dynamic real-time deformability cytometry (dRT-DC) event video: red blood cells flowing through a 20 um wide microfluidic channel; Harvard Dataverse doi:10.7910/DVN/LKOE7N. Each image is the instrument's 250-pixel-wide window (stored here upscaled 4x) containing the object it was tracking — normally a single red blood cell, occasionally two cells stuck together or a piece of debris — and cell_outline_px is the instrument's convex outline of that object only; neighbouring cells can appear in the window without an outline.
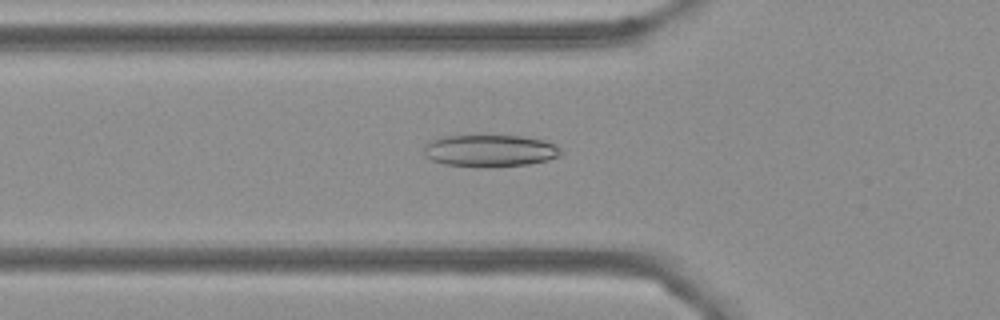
{"species": "Egyptian fruit bat (a non-hibernating species)", "species_latin": "Rousettus aegyptiacus", "temperature_condition": "cold", "stored_images_in_passage": 55, "camera_frame_rate_fps": 3000, "um_per_image_px": 0.085, "frame": {"image": 1, "passage_image": 19, "time_ms": 6.0, "image_size_px": [1000, 320], "cell_outline_px": [[564, 152], [560, 156], [548, 160], [528, 164], [444, 164], [432, 160], [424, 156], [424, 144], [428, 140], [440, 136], [520, 136], [544, 140], [556, 144]], "centroid_in_image_um": [41.65, 12.76], "position_along_channel_um": 84.2, "area_um2": 24.8}}
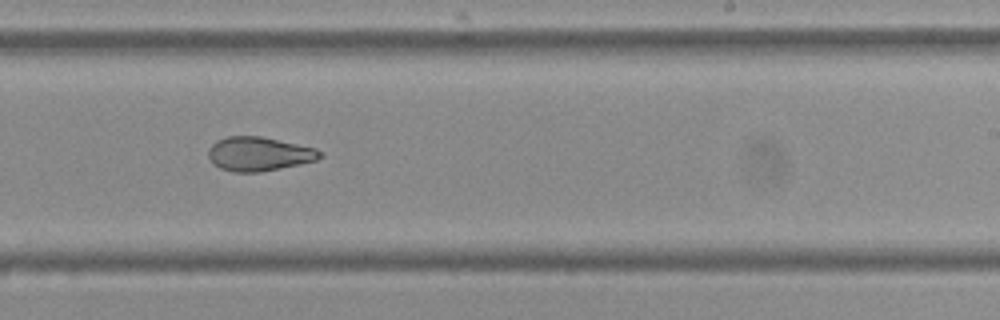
{"frame": {"image": 2, "passage_image": 34, "time_ms": 11.0, "image_size_px": [1000, 320], "cell_outline_px": [[324, 156], [316, 160], [280, 168], [260, 172], [232, 172], [220, 168], [212, 164], [208, 156], [208, 148], [216, 140], [228, 136], [260, 136], [316, 148]], "centroid_in_image_um": [21.97, 13.08], "position_along_channel_um": 267.0, "area_um2": 22.14}}
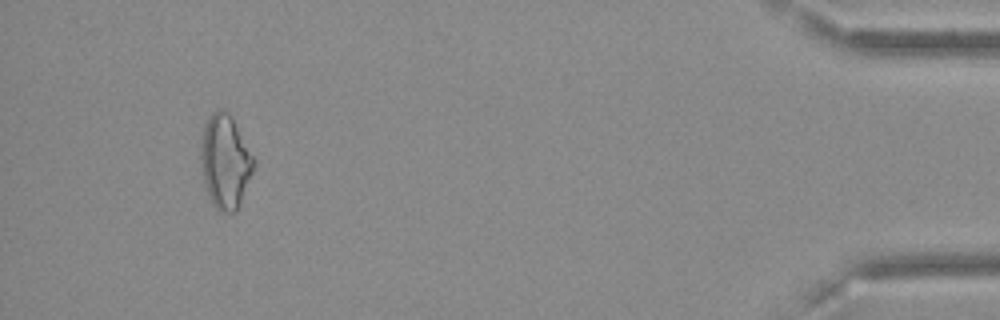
{"frame": {"image": 3, "passage_image": 52, "time_ms": 17.0, "image_size_px": [1000, 320], "cell_outline_px": [[256, 160], [252, 172], [240, 204], [236, 212], [220, 212], [212, 204], [204, 188], [200, 168], [200, 148], [204, 124], [208, 116], [216, 108], [228, 112]], "centroid_in_image_um": [19.1, 13.75], "position_along_channel_um": 416.1, "area_um2": 29.19}, "authors_computed_cell_mechanics": {"area_um2": 24.7962, "velocity_mm_per_s": 3.638, "shape_relaxation_time_tau1_ms": 9.8767, "shape_relaxation_time_tau2_ms": 2.7235, "deformation_change_tau1": 0.2273, "deformation_change_tau2": 0.0903}}